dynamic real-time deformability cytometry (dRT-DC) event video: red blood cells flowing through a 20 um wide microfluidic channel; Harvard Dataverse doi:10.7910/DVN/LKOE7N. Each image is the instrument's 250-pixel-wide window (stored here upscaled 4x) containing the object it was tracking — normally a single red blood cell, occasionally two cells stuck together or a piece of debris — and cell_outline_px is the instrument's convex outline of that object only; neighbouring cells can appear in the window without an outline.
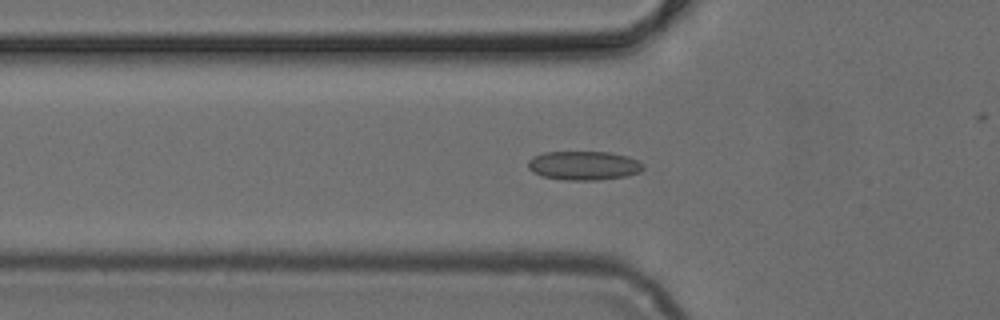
{"species": "common noctule bat (a hibernating species)", "species_latin": "Nyctalus noctula", "temperature_condition": "cold", "stored_images_in_passage": 43, "camera_frame_rate_fps": 3000, "um_per_image_px": 0.085, "animal": {"sex": "female", "body_mass_g": 24.6, "forearm_length_mm": 56.2}, "frame": {"image": 1, "passage_image": 16, "time_ms": 5.0, "image_size_px": [1000, 320], "cell_outline_px": [[644, 168], [640, 172], [628, 176], [596, 180], [564, 180], [540, 176], [528, 168], [528, 160], [544, 152], [608, 152], [628, 156], [644, 164]], "centroid_in_image_um": [49.64, 14.08], "position_along_channel_um": 76.2, "area_um2": 19.48}}
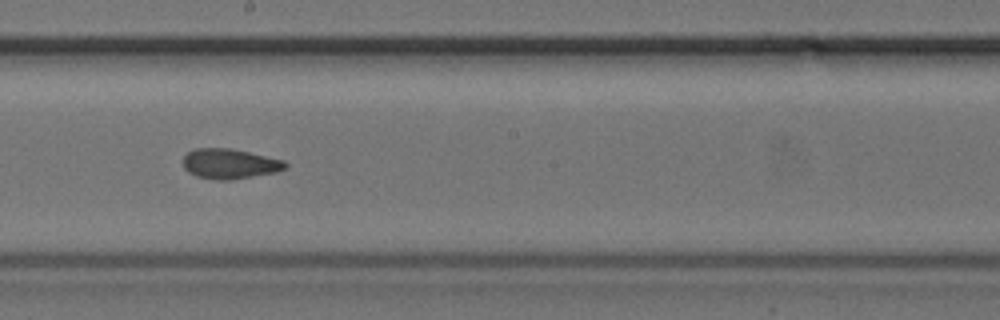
{"frame": {"image": 2, "passage_image": 27, "time_ms": 8.667, "image_size_px": [1000, 320], "cell_outline_px": [[288, 168], [276, 172], [232, 180], [216, 180], [196, 176], [188, 172], [184, 168], [184, 156], [188, 152], [196, 148], [232, 148], [284, 160], [288, 164]], "centroid_in_image_um": [19.55, 13.92], "position_along_channel_um": 228.7, "area_um2": 18.03}}
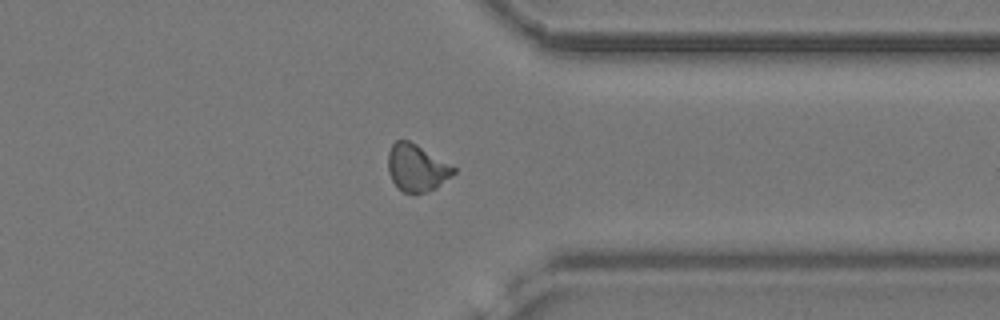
{"frame": {"image": 3, "passage_image": 38, "time_ms": 12.333, "image_size_px": [1000, 320], "cell_outline_px": [[456, 172], [452, 176], [436, 188], [428, 192], [404, 192], [396, 188], [388, 172], [388, 152], [392, 144], [396, 140], [408, 140], [416, 144], [452, 164], [456, 168]], "centroid_in_image_um": [35.43, 14.26], "position_along_channel_um": 376.0, "area_um2": 18.15}}